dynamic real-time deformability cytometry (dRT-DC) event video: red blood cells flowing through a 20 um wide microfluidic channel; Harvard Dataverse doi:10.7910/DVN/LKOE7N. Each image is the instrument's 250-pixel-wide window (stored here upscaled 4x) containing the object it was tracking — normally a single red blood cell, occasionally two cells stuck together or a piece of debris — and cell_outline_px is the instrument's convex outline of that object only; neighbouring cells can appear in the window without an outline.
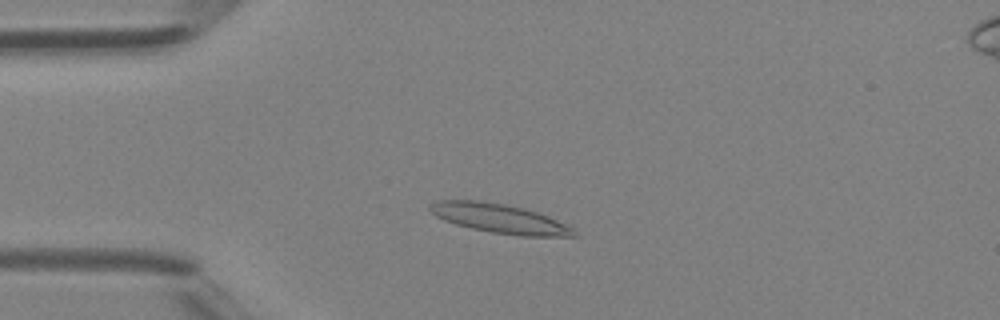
{"species": "Egyptian fruit bat (a non-hibernating species)", "species_latin": "Rousettus aegyptiacus", "temperature_condition": "room temperature", "stored_images_in_passage": 41, "camera_frame_rate_fps": 3000, "um_per_image_px": 0.085, "animal": {"sex": "female"}, "frame": {"image": 1, "passage_image": 6, "time_ms": 1.667, "image_size_px": [1000, 320], "cell_outline_px": [[580, 236], [520, 236], [492, 232], [472, 228], [456, 224], [444, 220], [436, 216], [428, 208], [436, 200], [480, 200], [504, 204], [524, 208], [548, 216], [572, 228]], "centroid_in_image_um": [42.46, 18.57], "position_along_channel_um": 42.5, "area_um2": 24.28}}
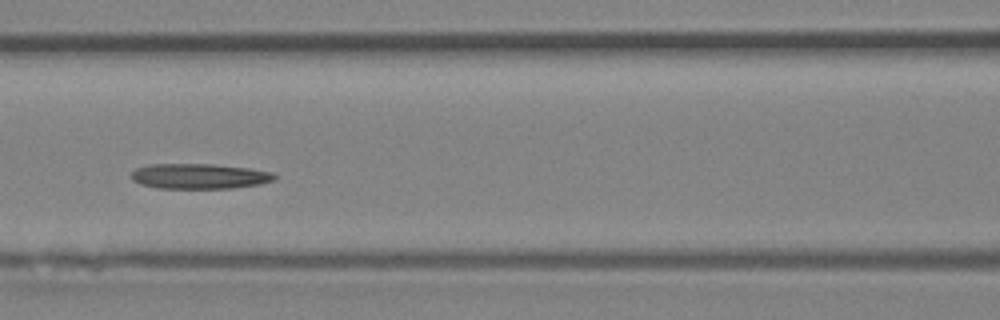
{"frame": {"image": 2, "passage_image": 15, "time_ms": 4.667, "image_size_px": [1000, 320], "cell_outline_px": [[276, 176], [272, 180], [260, 184], [232, 188], [156, 188], [140, 184], [132, 180], [132, 172], [136, 168], [148, 164], [216, 164], [248, 168], [276, 172]], "centroid_in_image_um": [16.94, 14.97], "position_along_channel_um": 149.7, "area_um2": 21.15}}
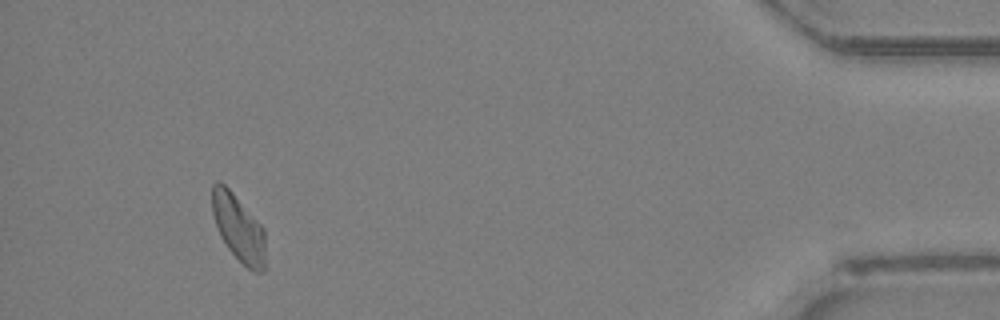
{"frame": {"image": 3, "passage_image": 38, "time_ms": 12.333, "image_size_px": [1000, 320], "cell_outline_px": [[264, 272], [252, 272], [228, 248], [220, 236], [212, 212], [212, 184], [216, 180], [220, 180], [232, 192], [264, 228]], "centroid_in_image_um": [20.25, 19.35], "position_along_channel_um": 414.9, "area_um2": 20.46}}